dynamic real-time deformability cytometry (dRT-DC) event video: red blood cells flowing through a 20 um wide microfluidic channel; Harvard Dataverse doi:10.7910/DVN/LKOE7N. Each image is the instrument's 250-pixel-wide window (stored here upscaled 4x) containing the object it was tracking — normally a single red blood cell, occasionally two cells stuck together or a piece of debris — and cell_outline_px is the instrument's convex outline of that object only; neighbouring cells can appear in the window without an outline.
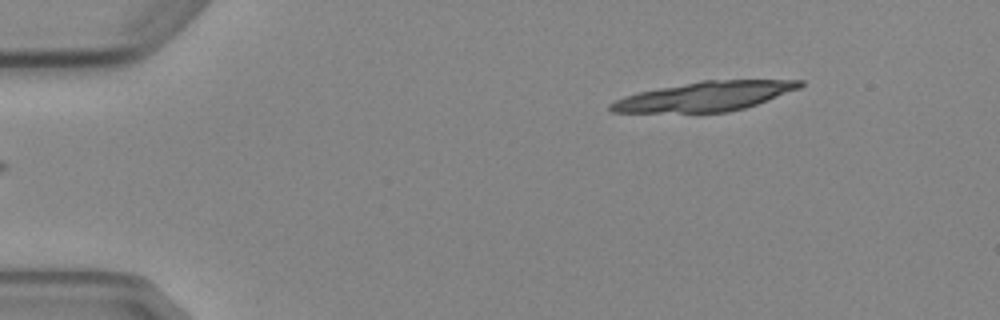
{"species": "Egyptian fruit bat (a non-hibernating species)", "species_latin": "Rousettus aegyptiacus", "temperature_condition": "cold", "stored_images_in_passage": 5, "segment_of_instrument_passage": [2, 2], "camera_frame_rate_fps": 3000, "um_per_image_px": 0.085, "animal": {"sex": "female"}, "frame": {"image": 1, "passage_image": 5, "time_ms": 5.333, "image_size_px": [1000, 320], "cell_outline_px": [[804, 84], [800, 88], [756, 104], [744, 108], [728, 112], [612, 112], [608, 108], [608, 104], [624, 96], [636, 92], [700, 80], [804, 80]], "centroid_in_image_um": [59.89, 8.18], "position_along_channel_um": 25.1, "area_um2": 32.37}}